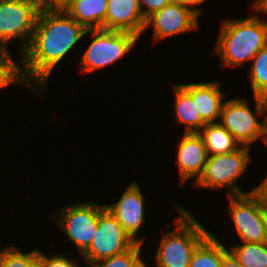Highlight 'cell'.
I'll use <instances>...</instances> for the list:
<instances>
[{"instance_id":"6da1fadb","label":"cell","mask_w":267,"mask_h":267,"mask_svg":"<svg viewBox=\"0 0 267 267\" xmlns=\"http://www.w3.org/2000/svg\"><path fill=\"white\" fill-rule=\"evenodd\" d=\"M86 32L87 29L61 6H43L31 41L19 57L22 59L19 62L22 64L20 72L25 85L42 98L41 93L48 85L50 74Z\"/></svg>"},{"instance_id":"7a4b0ae2","label":"cell","mask_w":267,"mask_h":267,"mask_svg":"<svg viewBox=\"0 0 267 267\" xmlns=\"http://www.w3.org/2000/svg\"><path fill=\"white\" fill-rule=\"evenodd\" d=\"M267 45V20L260 15L222 22L216 44L221 63L236 67L254 56Z\"/></svg>"},{"instance_id":"3957f363","label":"cell","mask_w":267,"mask_h":267,"mask_svg":"<svg viewBox=\"0 0 267 267\" xmlns=\"http://www.w3.org/2000/svg\"><path fill=\"white\" fill-rule=\"evenodd\" d=\"M176 229L164 233L155 254L157 267H189L196 248L211 234L191 212L175 204Z\"/></svg>"},{"instance_id":"277c9868","label":"cell","mask_w":267,"mask_h":267,"mask_svg":"<svg viewBox=\"0 0 267 267\" xmlns=\"http://www.w3.org/2000/svg\"><path fill=\"white\" fill-rule=\"evenodd\" d=\"M228 99L225 100L219 123L223 125L234 138L242 145L250 147V144L262 138L267 146V98L253 96L255 109L252 111L246 99ZM263 121L257 117L264 116Z\"/></svg>"},{"instance_id":"5b68a950","label":"cell","mask_w":267,"mask_h":267,"mask_svg":"<svg viewBox=\"0 0 267 267\" xmlns=\"http://www.w3.org/2000/svg\"><path fill=\"white\" fill-rule=\"evenodd\" d=\"M250 147L241 146L229 154L212 155L208 157L203 172L195 181V185L203 188L227 190V196L242 195L254 192L256 188L245 192L236 184L237 179L246 173L249 162Z\"/></svg>"},{"instance_id":"8992f818","label":"cell","mask_w":267,"mask_h":267,"mask_svg":"<svg viewBox=\"0 0 267 267\" xmlns=\"http://www.w3.org/2000/svg\"><path fill=\"white\" fill-rule=\"evenodd\" d=\"M86 34L92 36V41L81 55L80 72L84 74L111 65L128 55L140 38L130 32L103 29L87 30Z\"/></svg>"},{"instance_id":"52a82bcc","label":"cell","mask_w":267,"mask_h":267,"mask_svg":"<svg viewBox=\"0 0 267 267\" xmlns=\"http://www.w3.org/2000/svg\"><path fill=\"white\" fill-rule=\"evenodd\" d=\"M43 5L36 0H0V51L10 52L8 42L20 40V56L28 47Z\"/></svg>"},{"instance_id":"ba28073f","label":"cell","mask_w":267,"mask_h":267,"mask_svg":"<svg viewBox=\"0 0 267 267\" xmlns=\"http://www.w3.org/2000/svg\"><path fill=\"white\" fill-rule=\"evenodd\" d=\"M227 211L242 242L264 243L267 215L259 194L254 191L228 196Z\"/></svg>"},{"instance_id":"9c48e42d","label":"cell","mask_w":267,"mask_h":267,"mask_svg":"<svg viewBox=\"0 0 267 267\" xmlns=\"http://www.w3.org/2000/svg\"><path fill=\"white\" fill-rule=\"evenodd\" d=\"M104 208L105 205L92 201L74 203L60 208L55 218H51L55 219L59 230L70 238L82 255L91 245L98 227L99 214Z\"/></svg>"},{"instance_id":"30bf717a","label":"cell","mask_w":267,"mask_h":267,"mask_svg":"<svg viewBox=\"0 0 267 267\" xmlns=\"http://www.w3.org/2000/svg\"><path fill=\"white\" fill-rule=\"evenodd\" d=\"M136 242L130 238L115 216L104 208L99 214V223L90 247L82 254L86 266L120 254Z\"/></svg>"},{"instance_id":"8fae6325","label":"cell","mask_w":267,"mask_h":267,"mask_svg":"<svg viewBox=\"0 0 267 267\" xmlns=\"http://www.w3.org/2000/svg\"><path fill=\"white\" fill-rule=\"evenodd\" d=\"M198 19L199 17L190 9L173 0L146 20L144 31L153 27L152 39L157 42L176 34L198 29Z\"/></svg>"},{"instance_id":"7c38bea8","label":"cell","mask_w":267,"mask_h":267,"mask_svg":"<svg viewBox=\"0 0 267 267\" xmlns=\"http://www.w3.org/2000/svg\"><path fill=\"white\" fill-rule=\"evenodd\" d=\"M143 196L139 183L132 182L121 195L119 201L111 205H105V208L115 216L130 238L141 244H143L144 238L135 237L140 232L139 230L145 220Z\"/></svg>"},{"instance_id":"4fadbf2b","label":"cell","mask_w":267,"mask_h":267,"mask_svg":"<svg viewBox=\"0 0 267 267\" xmlns=\"http://www.w3.org/2000/svg\"><path fill=\"white\" fill-rule=\"evenodd\" d=\"M177 164L179 176L184 183L196 177L197 181L208 160V152L198 133H184L177 144Z\"/></svg>"},{"instance_id":"5bb4252c","label":"cell","mask_w":267,"mask_h":267,"mask_svg":"<svg viewBox=\"0 0 267 267\" xmlns=\"http://www.w3.org/2000/svg\"><path fill=\"white\" fill-rule=\"evenodd\" d=\"M145 23L139 0H108L105 30L130 32L140 37Z\"/></svg>"},{"instance_id":"9a60e30c","label":"cell","mask_w":267,"mask_h":267,"mask_svg":"<svg viewBox=\"0 0 267 267\" xmlns=\"http://www.w3.org/2000/svg\"><path fill=\"white\" fill-rule=\"evenodd\" d=\"M191 96L196 99L197 114L207 123H216L220 119L224 93L219 82H196L180 84Z\"/></svg>"},{"instance_id":"2e32d148","label":"cell","mask_w":267,"mask_h":267,"mask_svg":"<svg viewBox=\"0 0 267 267\" xmlns=\"http://www.w3.org/2000/svg\"><path fill=\"white\" fill-rule=\"evenodd\" d=\"M108 0H65L61 7L87 30H105Z\"/></svg>"},{"instance_id":"e0dca14e","label":"cell","mask_w":267,"mask_h":267,"mask_svg":"<svg viewBox=\"0 0 267 267\" xmlns=\"http://www.w3.org/2000/svg\"><path fill=\"white\" fill-rule=\"evenodd\" d=\"M173 91L177 123L185 125L184 133H198L206 123L200 114H197L196 99H192V96L180 84L173 85Z\"/></svg>"},{"instance_id":"ac0fdd59","label":"cell","mask_w":267,"mask_h":267,"mask_svg":"<svg viewBox=\"0 0 267 267\" xmlns=\"http://www.w3.org/2000/svg\"><path fill=\"white\" fill-rule=\"evenodd\" d=\"M198 134L203 139L209 156L229 154L242 146L219 121L207 123Z\"/></svg>"},{"instance_id":"d6986e66","label":"cell","mask_w":267,"mask_h":267,"mask_svg":"<svg viewBox=\"0 0 267 267\" xmlns=\"http://www.w3.org/2000/svg\"><path fill=\"white\" fill-rule=\"evenodd\" d=\"M228 249L212 233L196 248L189 267H222Z\"/></svg>"},{"instance_id":"ffe728a7","label":"cell","mask_w":267,"mask_h":267,"mask_svg":"<svg viewBox=\"0 0 267 267\" xmlns=\"http://www.w3.org/2000/svg\"><path fill=\"white\" fill-rule=\"evenodd\" d=\"M229 251L243 267H267V248L263 243L242 242Z\"/></svg>"},{"instance_id":"44dd1931","label":"cell","mask_w":267,"mask_h":267,"mask_svg":"<svg viewBox=\"0 0 267 267\" xmlns=\"http://www.w3.org/2000/svg\"><path fill=\"white\" fill-rule=\"evenodd\" d=\"M252 60L249 71L252 94L267 98V45Z\"/></svg>"},{"instance_id":"7402d4cb","label":"cell","mask_w":267,"mask_h":267,"mask_svg":"<svg viewBox=\"0 0 267 267\" xmlns=\"http://www.w3.org/2000/svg\"><path fill=\"white\" fill-rule=\"evenodd\" d=\"M38 264V249L23 253L18 247L5 246L0 250V267H36Z\"/></svg>"},{"instance_id":"603a6c76","label":"cell","mask_w":267,"mask_h":267,"mask_svg":"<svg viewBox=\"0 0 267 267\" xmlns=\"http://www.w3.org/2000/svg\"><path fill=\"white\" fill-rule=\"evenodd\" d=\"M19 63L12 59L9 52L0 51V90L9 85L26 86L20 72Z\"/></svg>"},{"instance_id":"cb8c5ba5","label":"cell","mask_w":267,"mask_h":267,"mask_svg":"<svg viewBox=\"0 0 267 267\" xmlns=\"http://www.w3.org/2000/svg\"><path fill=\"white\" fill-rule=\"evenodd\" d=\"M142 245L143 244L141 243H135L125 252L94 263L90 267H133L134 264L142 257Z\"/></svg>"},{"instance_id":"d4e9b609","label":"cell","mask_w":267,"mask_h":267,"mask_svg":"<svg viewBox=\"0 0 267 267\" xmlns=\"http://www.w3.org/2000/svg\"><path fill=\"white\" fill-rule=\"evenodd\" d=\"M61 254H56L54 256H46L44 253L39 251V264L42 267H79L75 261L67 258Z\"/></svg>"},{"instance_id":"484cf974","label":"cell","mask_w":267,"mask_h":267,"mask_svg":"<svg viewBox=\"0 0 267 267\" xmlns=\"http://www.w3.org/2000/svg\"><path fill=\"white\" fill-rule=\"evenodd\" d=\"M173 0H139L142 16L146 21L154 13L160 11L163 7Z\"/></svg>"},{"instance_id":"4316f807","label":"cell","mask_w":267,"mask_h":267,"mask_svg":"<svg viewBox=\"0 0 267 267\" xmlns=\"http://www.w3.org/2000/svg\"><path fill=\"white\" fill-rule=\"evenodd\" d=\"M174 1L190 9L195 15L199 17L200 16L199 14L201 13V9L196 8V7L197 5L199 6L206 0H174Z\"/></svg>"},{"instance_id":"83f0119b","label":"cell","mask_w":267,"mask_h":267,"mask_svg":"<svg viewBox=\"0 0 267 267\" xmlns=\"http://www.w3.org/2000/svg\"><path fill=\"white\" fill-rule=\"evenodd\" d=\"M222 267H243L239 264L238 260L234 257V255L227 250L222 259Z\"/></svg>"},{"instance_id":"f1b7e54d","label":"cell","mask_w":267,"mask_h":267,"mask_svg":"<svg viewBox=\"0 0 267 267\" xmlns=\"http://www.w3.org/2000/svg\"><path fill=\"white\" fill-rule=\"evenodd\" d=\"M264 178L265 179L261 182V184L255 187V191L259 194L262 201H267V176Z\"/></svg>"},{"instance_id":"f546056e","label":"cell","mask_w":267,"mask_h":267,"mask_svg":"<svg viewBox=\"0 0 267 267\" xmlns=\"http://www.w3.org/2000/svg\"><path fill=\"white\" fill-rule=\"evenodd\" d=\"M253 8L256 11L267 15V0H255Z\"/></svg>"},{"instance_id":"4dcf8cb0","label":"cell","mask_w":267,"mask_h":267,"mask_svg":"<svg viewBox=\"0 0 267 267\" xmlns=\"http://www.w3.org/2000/svg\"><path fill=\"white\" fill-rule=\"evenodd\" d=\"M65 0H45V6H61Z\"/></svg>"},{"instance_id":"1f68e13d","label":"cell","mask_w":267,"mask_h":267,"mask_svg":"<svg viewBox=\"0 0 267 267\" xmlns=\"http://www.w3.org/2000/svg\"><path fill=\"white\" fill-rule=\"evenodd\" d=\"M133 267H147L146 263L140 258Z\"/></svg>"},{"instance_id":"d6a6232c","label":"cell","mask_w":267,"mask_h":267,"mask_svg":"<svg viewBox=\"0 0 267 267\" xmlns=\"http://www.w3.org/2000/svg\"><path fill=\"white\" fill-rule=\"evenodd\" d=\"M267 215V201H262Z\"/></svg>"},{"instance_id":"836d02e7","label":"cell","mask_w":267,"mask_h":267,"mask_svg":"<svg viewBox=\"0 0 267 267\" xmlns=\"http://www.w3.org/2000/svg\"><path fill=\"white\" fill-rule=\"evenodd\" d=\"M265 246H266V248H267V230H266V235H265V240H264V243H263Z\"/></svg>"},{"instance_id":"e575fe53","label":"cell","mask_w":267,"mask_h":267,"mask_svg":"<svg viewBox=\"0 0 267 267\" xmlns=\"http://www.w3.org/2000/svg\"><path fill=\"white\" fill-rule=\"evenodd\" d=\"M38 1L41 5L45 6V0H36Z\"/></svg>"}]
</instances>
